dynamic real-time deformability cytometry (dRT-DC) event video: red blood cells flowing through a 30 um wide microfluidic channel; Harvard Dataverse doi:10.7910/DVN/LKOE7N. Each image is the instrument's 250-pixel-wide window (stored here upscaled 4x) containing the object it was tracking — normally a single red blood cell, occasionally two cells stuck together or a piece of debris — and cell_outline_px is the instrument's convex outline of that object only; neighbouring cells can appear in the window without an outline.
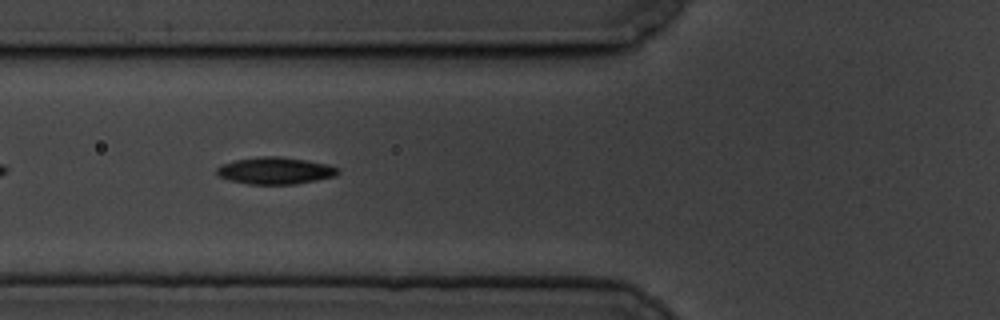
{"species": "common noctule bat (a hibernating species)", "species_latin": "Nyctalus noctula", "temperature_condition": "cold", "stored_images_in_passage": 47, "camera_frame_rate_fps": 3000, "um_per_image_px": 0.085, "animal": {"sex": "male", "body_mass_g": 19.5, "forearm_length_mm": 54.6}, "frame": {"image": 1, "passage_image": 8, "time_ms": 2.333, "image_size_px": [1000, 320], "cell_outline_px": [[340, 172], [336, 176], [296, 184], [248, 184], [232, 180], [220, 176], [216, 172], [216, 168], [224, 164], [236, 160], [260, 156], [276, 156], [308, 160], [328, 164], [340, 168]], "centroid_in_image_um": [23.46, 14.5], "position_along_channel_um": 102.3, "area_um2": 18.96}}
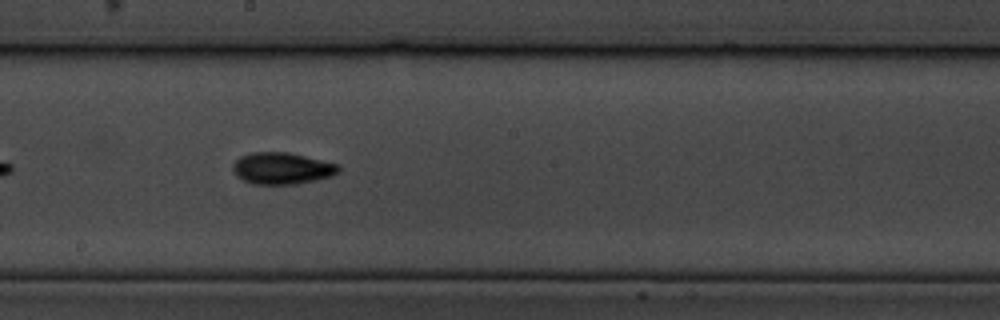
{"frame": {"image": 2, "passage_image": 19, "time_ms": 6.0, "image_size_px": [1000, 320], "cell_outline_px": [[340, 172], [332, 176], [316, 180], [296, 184], [252, 184], [236, 176], [232, 168], [232, 164], [240, 156], [252, 152], [288, 152], [340, 164]], "centroid_in_image_um": [23.98, 14.31], "position_along_channel_um": 224.2, "area_um2": 19.71}}
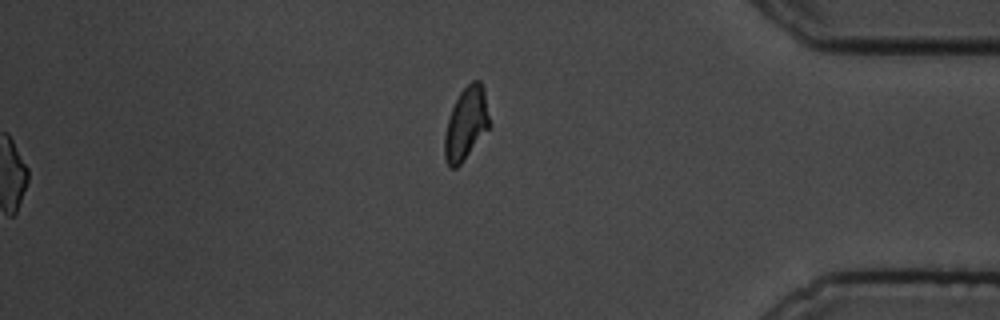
{"frame": {"image": 3, "passage_image": 47, "time_ms": 15.333, "image_size_px": [1000, 320], "cell_outline_px": [[492, 124], [460, 164], [456, 168], [448, 168], [444, 156], [444, 136], [448, 120], [452, 108], [460, 92], [472, 80], [480, 80], [484, 88]], "centroid_in_image_um": [39.63, 10.5], "position_along_channel_um": 395.6, "area_um2": 19.07}, "authors_computed_cell_mechanics": {"area_um2": 17.5712, "velocity_mm_per_s": 3.3167, "shape_relaxation_time_tau1_ms": 3.1134, "shape_relaxation_time_tau2_ms": 6.1915, "deformation_change_tau1": 0.1266, "deformation_change_tau2": 0.1224}}